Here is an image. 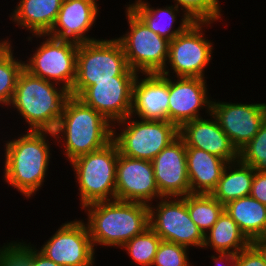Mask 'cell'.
Wrapping results in <instances>:
<instances>
[{"mask_svg": "<svg viewBox=\"0 0 266 266\" xmlns=\"http://www.w3.org/2000/svg\"><path fill=\"white\" fill-rule=\"evenodd\" d=\"M211 114L229 137L232 145L239 151L259 132L265 122L266 102L232 103L213 98Z\"/></svg>", "mask_w": 266, "mask_h": 266, "instance_id": "obj_13", "label": "cell"}, {"mask_svg": "<svg viewBox=\"0 0 266 266\" xmlns=\"http://www.w3.org/2000/svg\"><path fill=\"white\" fill-rule=\"evenodd\" d=\"M129 1V4L127 3L126 5L147 25V27L169 41H172L193 23V21L174 3L171 5L167 4L166 6L160 7L159 5L154 7L148 0ZM176 25H178V27Z\"/></svg>", "mask_w": 266, "mask_h": 266, "instance_id": "obj_21", "label": "cell"}, {"mask_svg": "<svg viewBox=\"0 0 266 266\" xmlns=\"http://www.w3.org/2000/svg\"><path fill=\"white\" fill-rule=\"evenodd\" d=\"M162 239L149 226L144 232L134 236L119 250L125 251L130 263L135 266H150L153 264L156 252ZM134 262V263H133Z\"/></svg>", "mask_w": 266, "mask_h": 266, "instance_id": "obj_29", "label": "cell"}, {"mask_svg": "<svg viewBox=\"0 0 266 266\" xmlns=\"http://www.w3.org/2000/svg\"><path fill=\"white\" fill-rule=\"evenodd\" d=\"M224 210L250 242L266 237L265 204L249 195L228 202L224 205Z\"/></svg>", "mask_w": 266, "mask_h": 266, "instance_id": "obj_24", "label": "cell"}, {"mask_svg": "<svg viewBox=\"0 0 266 266\" xmlns=\"http://www.w3.org/2000/svg\"><path fill=\"white\" fill-rule=\"evenodd\" d=\"M169 76L139 73L133 84L130 115L142 120L168 121Z\"/></svg>", "mask_w": 266, "mask_h": 266, "instance_id": "obj_18", "label": "cell"}, {"mask_svg": "<svg viewBox=\"0 0 266 266\" xmlns=\"http://www.w3.org/2000/svg\"><path fill=\"white\" fill-rule=\"evenodd\" d=\"M190 248L167 241H161L156 252L153 265L155 266H196L191 263Z\"/></svg>", "mask_w": 266, "mask_h": 266, "instance_id": "obj_32", "label": "cell"}, {"mask_svg": "<svg viewBox=\"0 0 266 266\" xmlns=\"http://www.w3.org/2000/svg\"><path fill=\"white\" fill-rule=\"evenodd\" d=\"M190 194H211L227 162L207 151L186 147Z\"/></svg>", "mask_w": 266, "mask_h": 266, "instance_id": "obj_23", "label": "cell"}, {"mask_svg": "<svg viewBox=\"0 0 266 266\" xmlns=\"http://www.w3.org/2000/svg\"><path fill=\"white\" fill-rule=\"evenodd\" d=\"M171 2L180 8L193 22L223 21L224 11L220 0H172Z\"/></svg>", "mask_w": 266, "mask_h": 266, "instance_id": "obj_30", "label": "cell"}, {"mask_svg": "<svg viewBox=\"0 0 266 266\" xmlns=\"http://www.w3.org/2000/svg\"><path fill=\"white\" fill-rule=\"evenodd\" d=\"M208 257L212 260L214 266H238L235 254L212 253L210 256L208 254Z\"/></svg>", "mask_w": 266, "mask_h": 266, "instance_id": "obj_37", "label": "cell"}, {"mask_svg": "<svg viewBox=\"0 0 266 266\" xmlns=\"http://www.w3.org/2000/svg\"><path fill=\"white\" fill-rule=\"evenodd\" d=\"M149 226L162 239L202 249L204 234L191 219L185 197H161L148 205ZM194 247V248H193Z\"/></svg>", "mask_w": 266, "mask_h": 266, "instance_id": "obj_11", "label": "cell"}, {"mask_svg": "<svg viewBox=\"0 0 266 266\" xmlns=\"http://www.w3.org/2000/svg\"><path fill=\"white\" fill-rule=\"evenodd\" d=\"M123 9L128 28L115 38L122 45L129 68L138 74L160 73L168 59L170 41L149 29L127 5Z\"/></svg>", "mask_w": 266, "mask_h": 266, "instance_id": "obj_10", "label": "cell"}, {"mask_svg": "<svg viewBox=\"0 0 266 266\" xmlns=\"http://www.w3.org/2000/svg\"><path fill=\"white\" fill-rule=\"evenodd\" d=\"M179 136L186 147L207 151L227 163L238 160L237 149L211 113L183 124L179 128Z\"/></svg>", "mask_w": 266, "mask_h": 266, "instance_id": "obj_20", "label": "cell"}, {"mask_svg": "<svg viewBox=\"0 0 266 266\" xmlns=\"http://www.w3.org/2000/svg\"><path fill=\"white\" fill-rule=\"evenodd\" d=\"M7 42L13 43L12 38H10V34L5 38L4 37L0 38V48L3 47Z\"/></svg>", "mask_w": 266, "mask_h": 266, "instance_id": "obj_39", "label": "cell"}, {"mask_svg": "<svg viewBox=\"0 0 266 266\" xmlns=\"http://www.w3.org/2000/svg\"><path fill=\"white\" fill-rule=\"evenodd\" d=\"M100 0H73L63 2L56 22L49 36L74 41L76 43L92 42L100 39L90 36V31L95 28L96 21L100 18L102 10Z\"/></svg>", "mask_w": 266, "mask_h": 266, "instance_id": "obj_19", "label": "cell"}, {"mask_svg": "<svg viewBox=\"0 0 266 266\" xmlns=\"http://www.w3.org/2000/svg\"><path fill=\"white\" fill-rule=\"evenodd\" d=\"M135 78L115 76V80L96 81L78 98L115 124L130 115Z\"/></svg>", "mask_w": 266, "mask_h": 266, "instance_id": "obj_16", "label": "cell"}, {"mask_svg": "<svg viewBox=\"0 0 266 266\" xmlns=\"http://www.w3.org/2000/svg\"><path fill=\"white\" fill-rule=\"evenodd\" d=\"M208 86L205 78L169 76L168 121L180 128L186 122L208 116L213 100Z\"/></svg>", "mask_w": 266, "mask_h": 266, "instance_id": "obj_14", "label": "cell"}, {"mask_svg": "<svg viewBox=\"0 0 266 266\" xmlns=\"http://www.w3.org/2000/svg\"><path fill=\"white\" fill-rule=\"evenodd\" d=\"M14 43L7 42L0 48V107L9 106L12 101L17 79L24 69V58L15 50ZM19 53V57H17Z\"/></svg>", "mask_w": 266, "mask_h": 266, "instance_id": "obj_27", "label": "cell"}, {"mask_svg": "<svg viewBox=\"0 0 266 266\" xmlns=\"http://www.w3.org/2000/svg\"><path fill=\"white\" fill-rule=\"evenodd\" d=\"M119 151L112 140L101 149L82 155L70 162L80 210L91 203L115 198L117 160Z\"/></svg>", "mask_w": 266, "mask_h": 266, "instance_id": "obj_6", "label": "cell"}, {"mask_svg": "<svg viewBox=\"0 0 266 266\" xmlns=\"http://www.w3.org/2000/svg\"><path fill=\"white\" fill-rule=\"evenodd\" d=\"M213 24L217 23L193 22L170 41L168 59L165 68L160 73L171 77L208 79L205 75L214 58L215 47L206 32L209 31L208 28L214 26Z\"/></svg>", "mask_w": 266, "mask_h": 266, "instance_id": "obj_7", "label": "cell"}, {"mask_svg": "<svg viewBox=\"0 0 266 266\" xmlns=\"http://www.w3.org/2000/svg\"><path fill=\"white\" fill-rule=\"evenodd\" d=\"M162 197H185L190 194L186 164V145L178 136L151 161Z\"/></svg>", "mask_w": 266, "mask_h": 266, "instance_id": "obj_17", "label": "cell"}, {"mask_svg": "<svg viewBox=\"0 0 266 266\" xmlns=\"http://www.w3.org/2000/svg\"><path fill=\"white\" fill-rule=\"evenodd\" d=\"M235 258L238 266H266L263 256L252 244L235 254Z\"/></svg>", "mask_w": 266, "mask_h": 266, "instance_id": "obj_34", "label": "cell"}, {"mask_svg": "<svg viewBox=\"0 0 266 266\" xmlns=\"http://www.w3.org/2000/svg\"><path fill=\"white\" fill-rule=\"evenodd\" d=\"M61 1L63 3V2H70V1H73V0H61Z\"/></svg>", "mask_w": 266, "mask_h": 266, "instance_id": "obj_40", "label": "cell"}, {"mask_svg": "<svg viewBox=\"0 0 266 266\" xmlns=\"http://www.w3.org/2000/svg\"><path fill=\"white\" fill-rule=\"evenodd\" d=\"M250 244L237 223L224 210L213 227L204 234L202 249H210L213 253L237 254Z\"/></svg>", "mask_w": 266, "mask_h": 266, "instance_id": "obj_26", "label": "cell"}, {"mask_svg": "<svg viewBox=\"0 0 266 266\" xmlns=\"http://www.w3.org/2000/svg\"><path fill=\"white\" fill-rule=\"evenodd\" d=\"M65 162L103 148L112 141L113 124L78 97L70 95L54 131Z\"/></svg>", "mask_w": 266, "mask_h": 266, "instance_id": "obj_3", "label": "cell"}, {"mask_svg": "<svg viewBox=\"0 0 266 266\" xmlns=\"http://www.w3.org/2000/svg\"><path fill=\"white\" fill-rule=\"evenodd\" d=\"M254 173L253 167L244 164L239 159L228 162L211 195L223 205L232 200L249 196Z\"/></svg>", "mask_w": 266, "mask_h": 266, "instance_id": "obj_25", "label": "cell"}, {"mask_svg": "<svg viewBox=\"0 0 266 266\" xmlns=\"http://www.w3.org/2000/svg\"><path fill=\"white\" fill-rule=\"evenodd\" d=\"M33 38L41 41L36 43L37 46L31 51L33 53L26 60L24 58V69L71 92L76 79L78 43L57 39L48 34L30 35L25 39L32 43Z\"/></svg>", "mask_w": 266, "mask_h": 266, "instance_id": "obj_8", "label": "cell"}, {"mask_svg": "<svg viewBox=\"0 0 266 266\" xmlns=\"http://www.w3.org/2000/svg\"><path fill=\"white\" fill-rule=\"evenodd\" d=\"M20 240L0 244V266H29V240Z\"/></svg>", "mask_w": 266, "mask_h": 266, "instance_id": "obj_33", "label": "cell"}, {"mask_svg": "<svg viewBox=\"0 0 266 266\" xmlns=\"http://www.w3.org/2000/svg\"><path fill=\"white\" fill-rule=\"evenodd\" d=\"M82 211L96 253L99 246L120 249L149 227V207L140 202L99 201L84 206Z\"/></svg>", "mask_w": 266, "mask_h": 266, "instance_id": "obj_2", "label": "cell"}, {"mask_svg": "<svg viewBox=\"0 0 266 266\" xmlns=\"http://www.w3.org/2000/svg\"><path fill=\"white\" fill-rule=\"evenodd\" d=\"M127 64L121 43L101 38L78 44L76 79L70 95L79 97L96 81L115 80V76H137Z\"/></svg>", "mask_w": 266, "mask_h": 266, "instance_id": "obj_5", "label": "cell"}, {"mask_svg": "<svg viewBox=\"0 0 266 266\" xmlns=\"http://www.w3.org/2000/svg\"><path fill=\"white\" fill-rule=\"evenodd\" d=\"M251 244L260 252L266 263V237L253 240Z\"/></svg>", "mask_w": 266, "mask_h": 266, "instance_id": "obj_38", "label": "cell"}, {"mask_svg": "<svg viewBox=\"0 0 266 266\" xmlns=\"http://www.w3.org/2000/svg\"><path fill=\"white\" fill-rule=\"evenodd\" d=\"M13 133L0 139L2 181L24 199L32 200L46 183L52 165V146H56L55 134L51 131L15 132L18 136Z\"/></svg>", "mask_w": 266, "mask_h": 266, "instance_id": "obj_1", "label": "cell"}, {"mask_svg": "<svg viewBox=\"0 0 266 266\" xmlns=\"http://www.w3.org/2000/svg\"><path fill=\"white\" fill-rule=\"evenodd\" d=\"M69 96L70 92L64 87L34 76L23 69L6 111L11 114L18 113L16 118L22 119L23 124H26L25 131L54 132Z\"/></svg>", "mask_w": 266, "mask_h": 266, "instance_id": "obj_4", "label": "cell"}, {"mask_svg": "<svg viewBox=\"0 0 266 266\" xmlns=\"http://www.w3.org/2000/svg\"><path fill=\"white\" fill-rule=\"evenodd\" d=\"M238 159L255 172H266V120L259 132L238 151Z\"/></svg>", "mask_w": 266, "mask_h": 266, "instance_id": "obj_31", "label": "cell"}, {"mask_svg": "<svg viewBox=\"0 0 266 266\" xmlns=\"http://www.w3.org/2000/svg\"><path fill=\"white\" fill-rule=\"evenodd\" d=\"M29 266H61L43 255L34 242H29Z\"/></svg>", "mask_w": 266, "mask_h": 266, "instance_id": "obj_36", "label": "cell"}, {"mask_svg": "<svg viewBox=\"0 0 266 266\" xmlns=\"http://www.w3.org/2000/svg\"><path fill=\"white\" fill-rule=\"evenodd\" d=\"M250 196L266 205V172H255Z\"/></svg>", "mask_w": 266, "mask_h": 266, "instance_id": "obj_35", "label": "cell"}, {"mask_svg": "<svg viewBox=\"0 0 266 266\" xmlns=\"http://www.w3.org/2000/svg\"><path fill=\"white\" fill-rule=\"evenodd\" d=\"M187 209L191 219L205 234L224 211V205L211 194H188Z\"/></svg>", "mask_w": 266, "mask_h": 266, "instance_id": "obj_28", "label": "cell"}, {"mask_svg": "<svg viewBox=\"0 0 266 266\" xmlns=\"http://www.w3.org/2000/svg\"><path fill=\"white\" fill-rule=\"evenodd\" d=\"M19 1V2H18ZM8 15L9 21L28 36L48 34L54 26L61 8V0H16Z\"/></svg>", "mask_w": 266, "mask_h": 266, "instance_id": "obj_22", "label": "cell"}, {"mask_svg": "<svg viewBox=\"0 0 266 266\" xmlns=\"http://www.w3.org/2000/svg\"><path fill=\"white\" fill-rule=\"evenodd\" d=\"M53 232L44 244L35 245L43 255L61 266H96L97 253L84 220L65 221Z\"/></svg>", "mask_w": 266, "mask_h": 266, "instance_id": "obj_12", "label": "cell"}, {"mask_svg": "<svg viewBox=\"0 0 266 266\" xmlns=\"http://www.w3.org/2000/svg\"><path fill=\"white\" fill-rule=\"evenodd\" d=\"M178 136L179 128L170 121L142 120L129 115L113 124L112 140L120 154L152 161Z\"/></svg>", "mask_w": 266, "mask_h": 266, "instance_id": "obj_9", "label": "cell"}, {"mask_svg": "<svg viewBox=\"0 0 266 266\" xmlns=\"http://www.w3.org/2000/svg\"><path fill=\"white\" fill-rule=\"evenodd\" d=\"M161 197L152 162L119 153L115 184L116 200L149 205Z\"/></svg>", "mask_w": 266, "mask_h": 266, "instance_id": "obj_15", "label": "cell"}]
</instances>
